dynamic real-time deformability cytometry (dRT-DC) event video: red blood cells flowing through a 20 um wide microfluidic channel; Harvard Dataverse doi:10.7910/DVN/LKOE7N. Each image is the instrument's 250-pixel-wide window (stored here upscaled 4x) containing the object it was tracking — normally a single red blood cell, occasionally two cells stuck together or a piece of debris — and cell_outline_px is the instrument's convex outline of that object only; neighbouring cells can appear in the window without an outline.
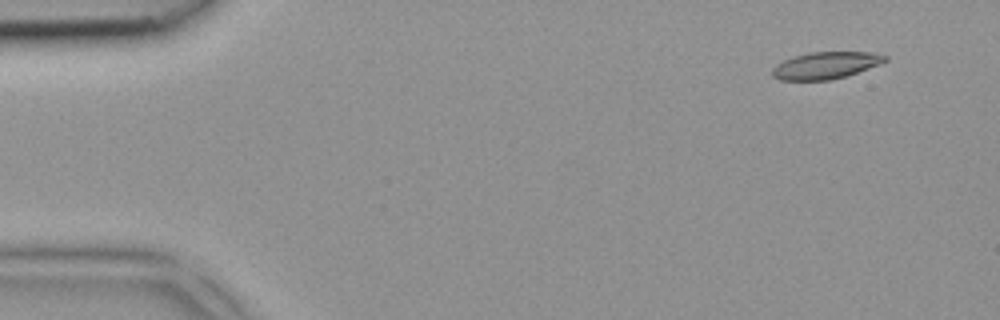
{"species": "common noctule bat (a hibernating species)", "species_latin": "Nyctalus noctula", "temperature_condition": "room temperature", "stored_images_in_passage": 4, "camera_frame_rate_fps": 3000, "um_per_image_px": 0.085, "animal": {"sex": "female", "body_mass_g": 18.4}, "frame": {"image": 1, "passage_image": 1, "time_ms": 0.0, "image_size_px": [1000, 320], "cell_outline_px": [[888, 60], [880, 64], [832, 80], [780, 80], [772, 76], [772, 68], [776, 64], [792, 56], [808, 52], [872, 52], [888, 56]], "centroid_in_image_um": [70.16, 5.55], "position_along_channel_um": 14.8, "area_um2": 17.74}}
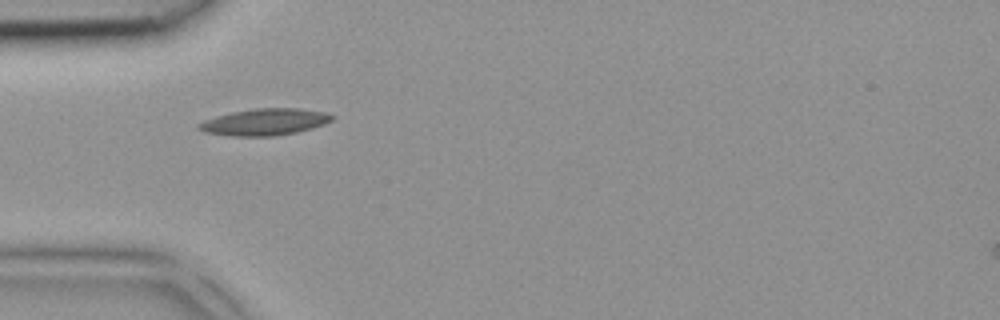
{"frame": {"image": 2, "passage_image": 4, "time_ms": 1.0, "image_size_px": [1000, 320], "cell_outline_px": [[336, 116], [332, 120], [324, 124], [312, 128], [296, 132], [272, 136], [232, 136], [204, 132], [196, 128], [196, 124], [204, 120], [216, 116], [232, 112], [256, 108], [300, 108], [324, 112]], "centroid_in_image_um": [22.48, 10.36], "position_along_channel_um": 62.5, "area_um2": 20.75}}